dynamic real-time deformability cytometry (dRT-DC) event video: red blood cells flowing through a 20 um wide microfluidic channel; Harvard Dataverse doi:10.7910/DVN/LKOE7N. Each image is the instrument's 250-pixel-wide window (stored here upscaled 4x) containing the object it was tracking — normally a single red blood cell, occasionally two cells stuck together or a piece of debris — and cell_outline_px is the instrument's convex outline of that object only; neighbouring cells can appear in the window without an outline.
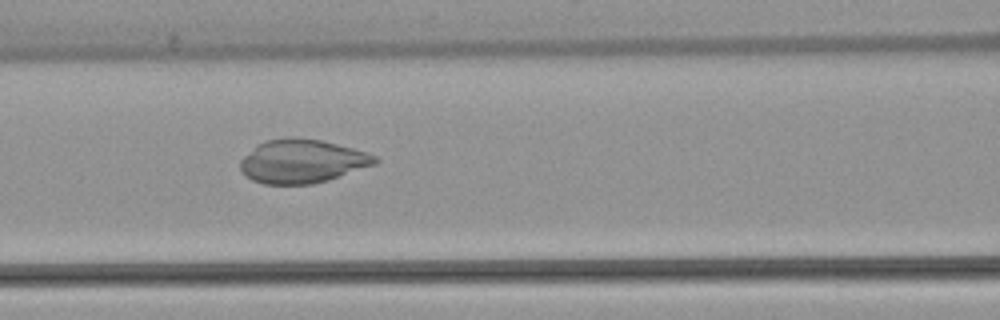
{"species": "common noctule bat (a hibernating species)", "species_latin": "Nyctalus noctula", "temperature_condition": "warm", "stored_images_in_passage": 53, "camera_frame_rate_fps": 3000, "um_per_image_px": 0.085, "animal": {"sex": "female", "body_mass_g": 22.7, "forearm_length_mm": 54.2}, "frame": {"image": 1, "passage_image": 23, "time_ms": 7.333, "image_size_px": [1000, 320], "cell_outline_px": [[380, 160], [376, 164], [328, 180], [312, 184], [264, 184], [252, 180], [244, 176], [240, 168], [240, 160], [256, 144], [264, 140], [284, 136], [296, 136], [320, 140], [352, 148], [376, 156]], "centroid_in_image_um": [25.63, 13.69], "position_along_channel_um": 141.0, "area_um2": 34.56}}
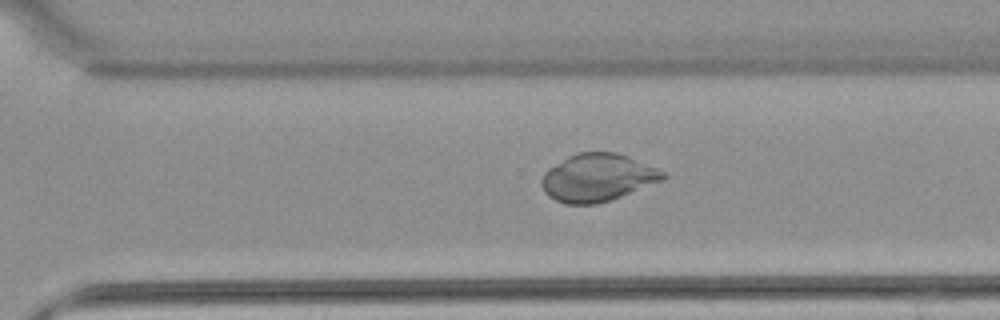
{"frame": {"image": 2, "passage_image": 37, "time_ms": 12.0, "image_size_px": [1000, 320], "cell_outline_px": [[668, 176], [664, 180], [620, 196], [596, 204], [564, 204], [548, 196], [544, 192], [540, 184], [540, 180], [544, 172], [548, 168], [568, 156], [576, 152], [616, 152], [628, 156], [656, 168], [664, 172]], "centroid_in_image_um": [50.75, 15.09], "position_along_channel_um": 319.8, "area_um2": 33.7}}
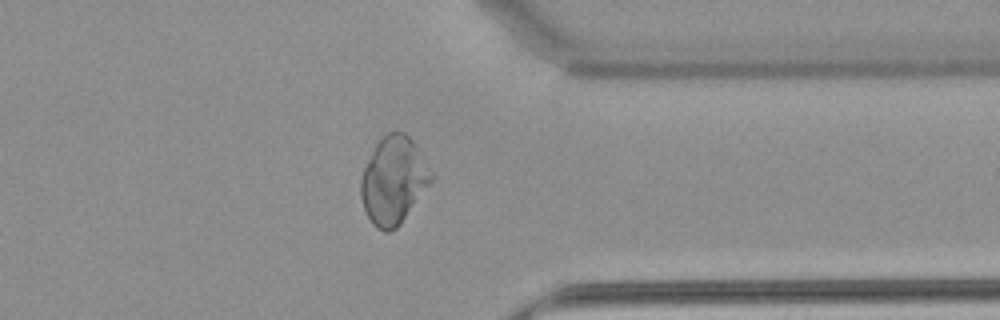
{"frame": {"image": 3, "passage_image": 42, "time_ms": 13.667, "image_size_px": [1000, 320], "cell_outline_px": [[432, 180], [400, 224], [396, 228], [388, 232], [384, 232], [376, 228], [372, 224], [364, 208], [360, 196], [360, 180], [364, 168], [376, 144], [388, 132], [404, 132], [416, 144], [432, 172]], "centroid_in_image_um": [33.43, 15.34], "position_along_channel_um": 378.0, "area_um2": 35.37}}